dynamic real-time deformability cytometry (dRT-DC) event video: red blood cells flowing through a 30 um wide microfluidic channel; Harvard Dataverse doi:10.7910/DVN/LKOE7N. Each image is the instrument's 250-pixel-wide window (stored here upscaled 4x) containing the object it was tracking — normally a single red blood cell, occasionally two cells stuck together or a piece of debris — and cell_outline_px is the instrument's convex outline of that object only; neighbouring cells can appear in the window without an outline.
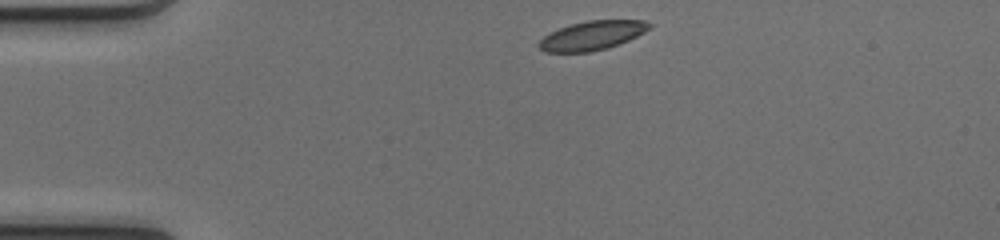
{"species": "common noctule bat (a hibernating species)", "species_latin": "Nyctalus noctula", "temperature_condition": "cold", "stored_images_in_passage": 41, "camera_frame_rate_fps": 3000, "um_per_image_px": 0.085, "animal": {"sex": "female", "body_mass_g": 17.0, "forearm_length_mm": 48.0}, "frame": {"image": 1, "passage_image": 1, "time_ms": 0.0, "image_size_px": [1000, 240], "cell_outline_px": [[652, 28], [620, 44], [608, 48], [588, 52], [544, 52], [536, 44], [544, 36], [560, 28], [572, 24], [588, 20], [644, 20], [652, 24]], "centroid_in_image_um": [50.35, 3.02], "position_along_channel_um": 34.6, "area_um2": 18.67}}
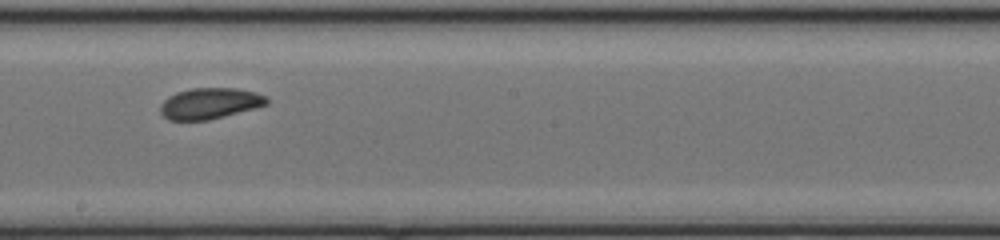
{"frame": {"image": 2, "passage_image": 19, "time_ms": 6.0, "image_size_px": [1000, 240], "cell_outline_px": [[268, 104], [256, 108], [208, 120], [168, 120], [160, 112], [160, 104], [168, 96], [176, 92], [192, 88], [236, 88], [256, 92], [268, 96]], "centroid_in_image_um": [17.84, 8.78], "position_along_channel_um": 230.4, "area_um2": 19.36}}
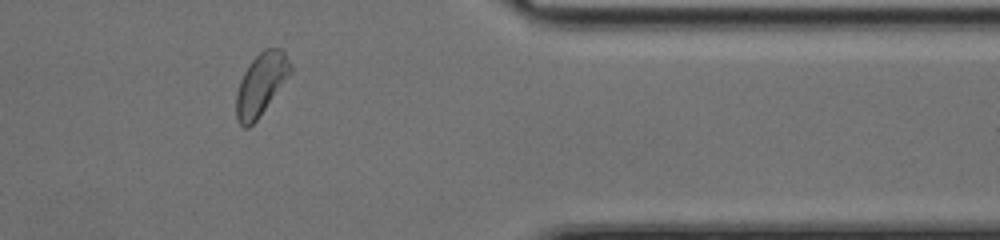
{"frame": {"image": 3, "passage_image": 32, "time_ms": 10.333, "image_size_px": [1000, 240], "cell_outline_px": [[292, 72], [256, 120], [248, 128], [244, 128], [236, 120], [236, 92], [240, 80], [248, 64], [264, 48], [280, 48], [284, 52], [292, 64]], "centroid_in_image_um": [22.18, 7.15], "position_along_channel_um": 389.2, "area_um2": 19.54}, "authors_computed_cell_mechanics": {"area_um2": 19.7098, "velocity_mm_per_s": 4.0844, "shape_relaxation_time_tau1_ms": 4.8442, "shape_relaxation_time_tau2_ms": 3.9687, "deformation_change_tau1": 0.1067, "deformation_change_tau2": 0.0844}}